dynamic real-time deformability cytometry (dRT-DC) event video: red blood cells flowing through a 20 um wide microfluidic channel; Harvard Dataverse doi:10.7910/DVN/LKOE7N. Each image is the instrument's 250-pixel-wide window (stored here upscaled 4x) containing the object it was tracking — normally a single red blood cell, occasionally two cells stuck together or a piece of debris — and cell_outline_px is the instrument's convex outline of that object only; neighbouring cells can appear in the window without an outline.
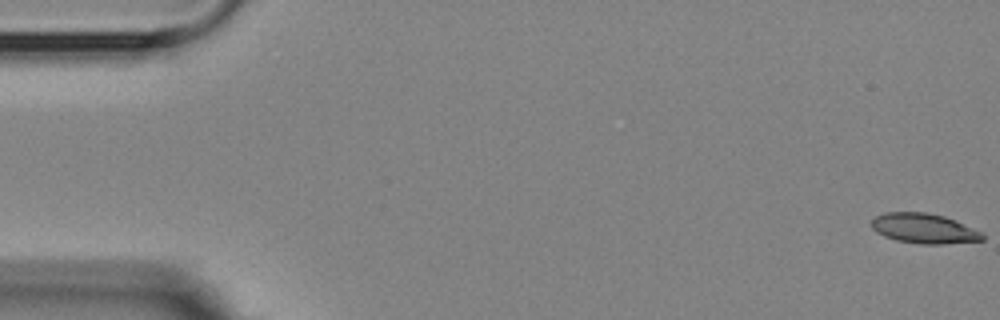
{"species": "Egyptian fruit bat (a non-hibernating species)", "species_latin": "Rousettus aegyptiacus", "temperature_condition": "room temperature", "stored_images_in_passage": 4, "camera_frame_rate_fps": 3000, "um_per_image_px": 0.085, "animal": {"sex": "female"}, "frame": {"image": 1, "passage_image": 1, "time_ms": 0.0, "image_size_px": [1000, 320], "cell_outline_px": [[984, 240], [944, 244], [920, 244], [896, 240], [884, 236], [876, 232], [872, 228], [872, 220], [876, 216], [884, 212], [924, 212], [944, 216], [956, 220], [984, 232]], "centroid_in_image_um": [78.57, 19.42], "position_along_channel_um": 6.4, "area_um2": 19.54}}